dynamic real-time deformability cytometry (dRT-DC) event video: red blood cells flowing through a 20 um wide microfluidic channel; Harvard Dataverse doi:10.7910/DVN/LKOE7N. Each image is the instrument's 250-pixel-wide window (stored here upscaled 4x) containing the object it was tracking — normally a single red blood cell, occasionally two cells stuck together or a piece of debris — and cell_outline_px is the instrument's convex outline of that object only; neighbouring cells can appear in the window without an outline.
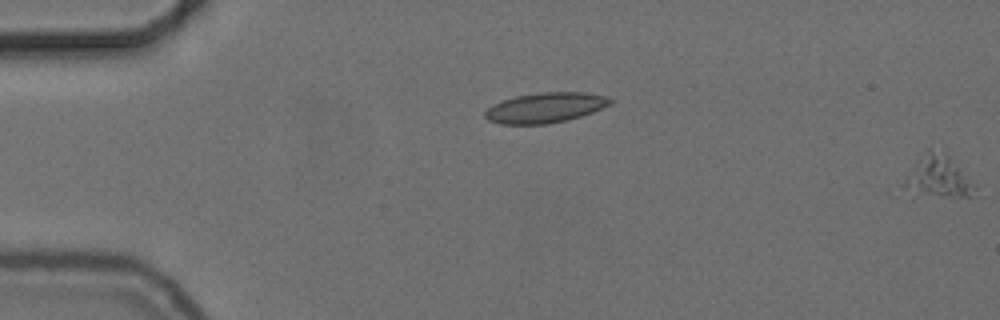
{"species": "common noctule bat (a hibernating species)", "species_latin": "Nyctalus noctula", "temperature_condition": "cold", "stored_images_in_passage": 13, "segment_of_instrument_passage": [2, 2], "camera_frame_rate_fps": 3000, "um_per_image_px": 0.085, "animal": {"sex": "female", "body_mass_g": 24.6, "forearm_length_mm": 56.2}, "frame": {"image": 1, "passage_image": 13, "time_ms": 4.0, "image_size_px": [1000, 320], "cell_outline_px": [[968, 196], [940, 196], [904, 188], [904, 184], [912, 168], [928, 148], [948, 152], [960, 168], [968, 184]], "centroid_in_image_um": [79.67, 14.91], "position_along_channel_um": 5.3, "area_um2": 15.43}}